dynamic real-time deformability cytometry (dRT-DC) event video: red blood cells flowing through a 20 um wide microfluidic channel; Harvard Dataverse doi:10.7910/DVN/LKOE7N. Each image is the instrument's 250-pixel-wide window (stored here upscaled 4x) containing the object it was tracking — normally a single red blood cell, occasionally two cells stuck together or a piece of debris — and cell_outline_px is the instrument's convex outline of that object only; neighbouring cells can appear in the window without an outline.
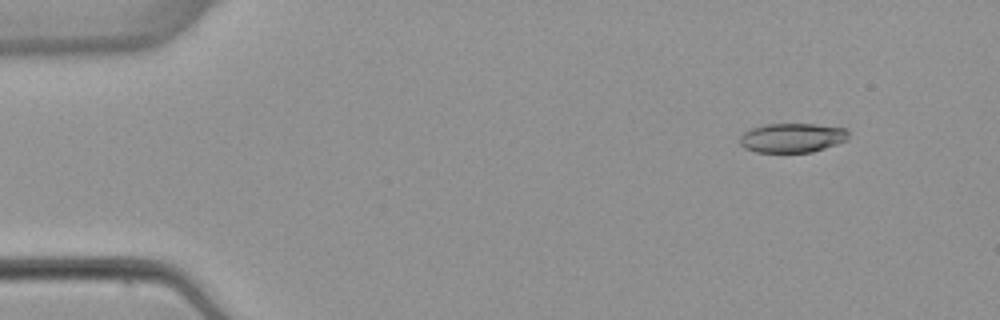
{"species": "common noctule bat (a hibernating species)", "species_latin": "Nyctalus noctula", "temperature_condition": "warm", "stored_images_in_passage": 4, "camera_frame_rate_fps": 3000, "um_per_image_px": 0.085, "animal": {"sex": "female", "body_mass_g": 22.7, "forearm_length_mm": 54.2}, "frame": {"image": 1, "passage_image": 2, "time_ms": 1.333, "image_size_px": [1000, 320], "cell_outline_px": [[848, 140], [812, 152], [756, 152], [744, 148], [740, 144], [740, 136], [744, 132], [752, 128], [764, 124], [816, 124], [844, 128], [848, 132]], "centroid_in_image_um": [67.32, 11.71], "position_along_channel_um": 17.7, "area_um2": 18.55}}